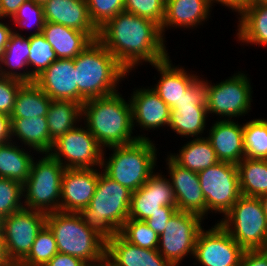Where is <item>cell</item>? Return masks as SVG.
<instances>
[{"label":"cell","instance_id":"obj_52","mask_svg":"<svg viewBox=\"0 0 267 266\" xmlns=\"http://www.w3.org/2000/svg\"><path fill=\"white\" fill-rule=\"evenodd\" d=\"M260 201H261V204H262V207H263V211L267 217V194L266 195H263L261 197H259Z\"/></svg>","mask_w":267,"mask_h":266},{"label":"cell","instance_id":"obj_53","mask_svg":"<svg viewBox=\"0 0 267 266\" xmlns=\"http://www.w3.org/2000/svg\"><path fill=\"white\" fill-rule=\"evenodd\" d=\"M3 221L4 217L0 214V241L2 239V233H3Z\"/></svg>","mask_w":267,"mask_h":266},{"label":"cell","instance_id":"obj_9","mask_svg":"<svg viewBox=\"0 0 267 266\" xmlns=\"http://www.w3.org/2000/svg\"><path fill=\"white\" fill-rule=\"evenodd\" d=\"M47 214L27 208L4 217L1 244L7 261L17 266L30 252Z\"/></svg>","mask_w":267,"mask_h":266},{"label":"cell","instance_id":"obj_49","mask_svg":"<svg viewBox=\"0 0 267 266\" xmlns=\"http://www.w3.org/2000/svg\"><path fill=\"white\" fill-rule=\"evenodd\" d=\"M13 32V28L9 27V24H4L0 21V58L2 53L5 51V48L8 44L10 34Z\"/></svg>","mask_w":267,"mask_h":266},{"label":"cell","instance_id":"obj_55","mask_svg":"<svg viewBox=\"0 0 267 266\" xmlns=\"http://www.w3.org/2000/svg\"><path fill=\"white\" fill-rule=\"evenodd\" d=\"M35 4L44 5L48 0H32Z\"/></svg>","mask_w":267,"mask_h":266},{"label":"cell","instance_id":"obj_36","mask_svg":"<svg viewBox=\"0 0 267 266\" xmlns=\"http://www.w3.org/2000/svg\"><path fill=\"white\" fill-rule=\"evenodd\" d=\"M56 253V240L45 224L38 232L30 252L17 266H44Z\"/></svg>","mask_w":267,"mask_h":266},{"label":"cell","instance_id":"obj_25","mask_svg":"<svg viewBox=\"0 0 267 266\" xmlns=\"http://www.w3.org/2000/svg\"><path fill=\"white\" fill-rule=\"evenodd\" d=\"M106 257L115 266H173L157 249L138 247L119 233L106 243Z\"/></svg>","mask_w":267,"mask_h":266},{"label":"cell","instance_id":"obj_5","mask_svg":"<svg viewBox=\"0 0 267 266\" xmlns=\"http://www.w3.org/2000/svg\"><path fill=\"white\" fill-rule=\"evenodd\" d=\"M112 154L101 162L102 172L134 192L155 173L157 149L152 140L137 139L133 143L108 147Z\"/></svg>","mask_w":267,"mask_h":266},{"label":"cell","instance_id":"obj_1","mask_svg":"<svg viewBox=\"0 0 267 266\" xmlns=\"http://www.w3.org/2000/svg\"><path fill=\"white\" fill-rule=\"evenodd\" d=\"M97 40L129 73L142 62L152 65L170 57L160 26L126 11L99 28Z\"/></svg>","mask_w":267,"mask_h":266},{"label":"cell","instance_id":"obj_29","mask_svg":"<svg viewBox=\"0 0 267 266\" xmlns=\"http://www.w3.org/2000/svg\"><path fill=\"white\" fill-rule=\"evenodd\" d=\"M239 15L238 41L267 46V4L249 5Z\"/></svg>","mask_w":267,"mask_h":266},{"label":"cell","instance_id":"obj_50","mask_svg":"<svg viewBox=\"0 0 267 266\" xmlns=\"http://www.w3.org/2000/svg\"><path fill=\"white\" fill-rule=\"evenodd\" d=\"M86 266H115L106 256L98 262L86 264Z\"/></svg>","mask_w":267,"mask_h":266},{"label":"cell","instance_id":"obj_21","mask_svg":"<svg viewBox=\"0 0 267 266\" xmlns=\"http://www.w3.org/2000/svg\"><path fill=\"white\" fill-rule=\"evenodd\" d=\"M45 21L85 32L93 41L98 29L91 22L86 0H48L43 5Z\"/></svg>","mask_w":267,"mask_h":266},{"label":"cell","instance_id":"obj_24","mask_svg":"<svg viewBox=\"0 0 267 266\" xmlns=\"http://www.w3.org/2000/svg\"><path fill=\"white\" fill-rule=\"evenodd\" d=\"M212 5L209 0H167L165 16L160 27L165 39V29L168 28H197L207 21Z\"/></svg>","mask_w":267,"mask_h":266},{"label":"cell","instance_id":"obj_38","mask_svg":"<svg viewBox=\"0 0 267 266\" xmlns=\"http://www.w3.org/2000/svg\"><path fill=\"white\" fill-rule=\"evenodd\" d=\"M119 234L131 244L146 249H157L159 234L152 230L145 221L128 219Z\"/></svg>","mask_w":267,"mask_h":266},{"label":"cell","instance_id":"obj_8","mask_svg":"<svg viewBox=\"0 0 267 266\" xmlns=\"http://www.w3.org/2000/svg\"><path fill=\"white\" fill-rule=\"evenodd\" d=\"M218 223L244 249H267V217L259 198L241 195Z\"/></svg>","mask_w":267,"mask_h":266},{"label":"cell","instance_id":"obj_34","mask_svg":"<svg viewBox=\"0 0 267 266\" xmlns=\"http://www.w3.org/2000/svg\"><path fill=\"white\" fill-rule=\"evenodd\" d=\"M237 167L243 196L259 198L267 194V159L244 157Z\"/></svg>","mask_w":267,"mask_h":266},{"label":"cell","instance_id":"obj_27","mask_svg":"<svg viewBox=\"0 0 267 266\" xmlns=\"http://www.w3.org/2000/svg\"><path fill=\"white\" fill-rule=\"evenodd\" d=\"M42 34L58 59H74L93 42L85 32L48 21Z\"/></svg>","mask_w":267,"mask_h":266},{"label":"cell","instance_id":"obj_14","mask_svg":"<svg viewBox=\"0 0 267 266\" xmlns=\"http://www.w3.org/2000/svg\"><path fill=\"white\" fill-rule=\"evenodd\" d=\"M200 78L199 76L187 89L178 106L170 110L168 127L182 137L200 138L206 129V120L209 116L206 107V80Z\"/></svg>","mask_w":267,"mask_h":266},{"label":"cell","instance_id":"obj_2","mask_svg":"<svg viewBox=\"0 0 267 266\" xmlns=\"http://www.w3.org/2000/svg\"><path fill=\"white\" fill-rule=\"evenodd\" d=\"M82 119L86 128L105 148L125 145L137 139H149L143 135L132 136L133 122L130 100L119 92L112 95L87 99L82 104Z\"/></svg>","mask_w":267,"mask_h":266},{"label":"cell","instance_id":"obj_12","mask_svg":"<svg viewBox=\"0 0 267 266\" xmlns=\"http://www.w3.org/2000/svg\"><path fill=\"white\" fill-rule=\"evenodd\" d=\"M206 79V107L208 114L232 120L251 110L252 87L249 77L239 71L215 85ZM211 83V84H210ZM227 117V118H225Z\"/></svg>","mask_w":267,"mask_h":266},{"label":"cell","instance_id":"obj_3","mask_svg":"<svg viewBox=\"0 0 267 266\" xmlns=\"http://www.w3.org/2000/svg\"><path fill=\"white\" fill-rule=\"evenodd\" d=\"M74 66L81 104L118 92L117 85L130 74L98 40L74 58Z\"/></svg>","mask_w":267,"mask_h":266},{"label":"cell","instance_id":"obj_18","mask_svg":"<svg viewBox=\"0 0 267 266\" xmlns=\"http://www.w3.org/2000/svg\"><path fill=\"white\" fill-rule=\"evenodd\" d=\"M99 170L93 169H65L62 175L60 211L79 213L87 207L92 199Z\"/></svg>","mask_w":267,"mask_h":266},{"label":"cell","instance_id":"obj_26","mask_svg":"<svg viewBox=\"0 0 267 266\" xmlns=\"http://www.w3.org/2000/svg\"><path fill=\"white\" fill-rule=\"evenodd\" d=\"M29 54V36L24 37V35L22 36L21 33L13 29L5 51L0 58V76L14 78L24 83L34 82L35 78L30 73L32 68L28 66Z\"/></svg>","mask_w":267,"mask_h":266},{"label":"cell","instance_id":"obj_43","mask_svg":"<svg viewBox=\"0 0 267 266\" xmlns=\"http://www.w3.org/2000/svg\"><path fill=\"white\" fill-rule=\"evenodd\" d=\"M24 82L0 76V113L10 116L14 109L18 90Z\"/></svg>","mask_w":267,"mask_h":266},{"label":"cell","instance_id":"obj_23","mask_svg":"<svg viewBox=\"0 0 267 266\" xmlns=\"http://www.w3.org/2000/svg\"><path fill=\"white\" fill-rule=\"evenodd\" d=\"M152 66L159 72L160 80L151 88L171 110L178 106L179 100L186 95L187 89L199 78L183 67L173 65L169 57Z\"/></svg>","mask_w":267,"mask_h":266},{"label":"cell","instance_id":"obj_40","mask_svg":"<svg viewBox=\"0 0 267 266\" xmlns=\"http://www.w3.org/2000/svg\"><path fill=\"white\" fill-rule=\"evenodd\" d=\"M11 19L20 29L24 27L30 29L33 25L36 32H31L30 35L42 33L46 22L43 6L35 4L32 0L25 1Z\"/></svg>","mask_w":267,"mask_h":266},{"label":"cell","instance_id":"obj_54","mask_svg":"<svg viewBox=\"0 0 267 266\" xmlns=\"http://www.w3.org/2000/svg\"><path fill=\"white\" fill-rule=\"evenodd\" d=\"M252 4H267V0H250V5Z\"/></svg>","mask_w":267,"mask_h":266},{"label":"cell","instance_id":"obj_30","mask_svg":"<svg viewBox=\"0 0 267 266\" xmlns=\"http://www.w3.org/2000/svg\"><path fill=\"white\" fill-rule=\"evenodd\" d=\"M169 156L175 163L194 172H200L219 162L216 152L206 137L195 138L187 142L177 155Z\"/></svg>","mask_w":267,"mask_h":266},{"label":"cell","instance_id":"obj_20","mask_svg":"<svg viewBox=\"0 0 267 266\" xmlns=\"http://www.w3.org/2000/svg\"><path fill=\"white\" fill-rule=\"evenodd\" d=\"M129 99L133 128L135 123L143 130L168 127L171 109L151 87L134 90Z\"/></svg>","mask_w":267,"mask_h":266},{"label":"cell","instance_id":"obj_33","mask_svg":"<svg viewBox=\"0 0 267 266\" xmlns=\"http://www.w3.org/2000/svg\"><path fill=\"white\" fill-rule=\"evenodd\" d=\"M51 101L34 82L24 83L17 92L10 118L46 117Z\"/></svg>","mask_w":267,"mask_h":266},{"label":"cell","instance_id":"obj_51","mask_svg":"<svg viewBox=\"0 0 267 266\" xmlns=\"http://www.w3.org/2000/svg\"><path fill=\"white\" fill-rule=\"evenodd\" d=\"M0 266H12L6 259L3 246L0 241Z\"/></svg>","mask_w":267,"mask_h":266},{"label":"cell","instance_id":"obj_45","mask_svg":"<svg viewBox=\"0 0 267 266\" xmlns=\"http://www.w3.org/2000/svg\"><path fill=\"white\" fill-rule=\"evenodd\" d=\"M239 266H267V249L244 250Z\"/></svg>","mask_w":267,"mask_h":266},{"label":"cell","instance_id":"obj_32","mask_svg":"<svg viewBox=\"0 0 267 266\" xmlns=\"http://www.w3.org/2000/svg\"><path fill=\"white\" fill-rule=\"evenodd\" d=\"M46 119L50 137L55 141L77 127L76 123L82 120V104L72 100H52Z\"/></svg>","mask_w":267,"mask_h":266},{"label":"cell","instance_id":"obj_19","mask_svg":"<svg viewBox=\"0 0 267 266\" xmlns=\"http://www.w3.org/2000/svg\"><path fill=\"white\" fill-rule=\"evenodd\" d=\"M34 83L52 100L78 103L74 59H57L35 78Z\"/></svg>","mask_w":267,"mask_h":266},{"label":"cell","instance_id":"obj_16","mask_svg":"<svg viewBox=\"0 0 267 266\" xmlns=\"http://www.w3.org/2000/svg\"><path fill=\"white\" fill-rule=\"evenodd\" d=\"M162 206L177 207L170 179L161 173H153L147 182L132 192L129 219L147 220Z\"/></svg>","mask_w":267,"mask_h":266},{"label":"cell","instance_id":"obj_42","mask_svg":"<svg viewBox=\"0 0 267 266\" xmlns=\"http://www.w3.org/2000/svg\"><path fill=\"white\" fill-rule=\"evenodd\" d=\"M124 11L150 19L161 27L165 16V3L162 0H124Z\"/></svg>","mask_w":267,"mask_h":266},{"label":"cell","instance_id":"obj_39","mask_svg":"<svg viewBox=\"0 0 267 266\" xmlns=\"http://www.w3.org/2000/svg\"><path fill=\"white\" fill-rule=\"evenodd\" d=\"M22 197V183L0 177V214L3 217L9 216L24 208Z\"/></svg>","mask_w":267,"mask_h":266},{"label":"cell","instance_id":"obj_37","mask_svg":"<svg viewBox=\"0 0 267 266\" xmlns=\"http://www.w3.org/2000/svg\"><path fill=\"white\" fill-rule=\"evenodd\" d=\"M29 40L30 54L28 57V66L33 67L30 73L36 78L58 58L42 33L29 35Z\"/></svg>","mask_w":267,"mask_h":266},{"label":"cell","instance_id":"obj_44","mask_svg":"<svg viewBox=\"0 0 267 266\" xmlns=\"http://www.w3.org/2000/svg\"><path fill=\"white\" fill-rule=\"evenodd\" d=\"M177 210V207L162 206V211L156 212L145 222L157 234H161L167 226V222Z\"/></svg>","mask_w":267,"mask_h":266},{"label":"cell","instance_id":"obj_10","mask_svg":"<svg viewBox=\"0 0 267 266\" xmlns=\"http://www.w3.org/2000/svg\"><path fill=\"white\" fill-rule=\"evenodd\" d=\"M206 200V216L210 212L225 215L242 195L238 167L221 162L198 172Z\"/></svg>","mask_w":267,"mask_h":266},{"label":"cell","instance_id":"obj_35","mask_svg":"<svg viewBox=\"0 0 267 266\" xmlns=\"http://www.w3.org/2000/svg\"><path fill=\"white\" fill-rule=\"evenodd\" d=\"M245 157L267 159V119H253L243 124Z\"/></svg>","mask_w":267,"mask_h":266},{"label":"cell","instance_id":"obj_48","mask_svg":"<svg viewBox=\"0 0 267 266\" xmlns=\"http://www.w3.org/2000/svg\"><path fill=\"white\" fill-rule=\"evenodd\" d=\"M13 141L11 137V118L0 113V145Z\"/></svg>","mask_w":267,"mask_h":266},{"label":"cell","instance_id":"obj_28","mask_svg":"<svg viewBox=\"0 0 267 266\" xmlns=\"http://www.w3.org/2000/svg\"><path fill=\"white\" fill-rule=\"evenodd\" d=\"M11 137L39 154H49L54 140L50 137L46 117L11 118Z\"/></svg>","mask_w":267,"mask_h":266},{"label":"cell","instance_id":"obj_47","mask_svg":"<svg viewBox=\"0 0 267 266\" xmlns=\"http://www.w3.org/2000/svg\"><path fill=\"white\" fill-rule=\"evenodd\" d=\"M27 0H0L1 19L12 18L18 8Z\"/></svg>","mask_w":267,"mask_h":266},{"label":"cell","instance_id":"obj_11","mask_svg":"<svg viewBox=\"0 0 267 266\" xmlns=\"http://www.w3.org/2000/svg\"><path fill=\"white\" fill-rule=\"evenodd\" d=\"M104 150L94 135L81 124L59 136L49 154L65 169H101Z\"/></svg>","mask_w":267,"mask_h":266},{"label":"cell","instance_id":"obj_6","mask_svg":"<svg viewBox=\"0 0 267 266\" xmlns=\"http://www.w3.org/2000/svg\"><path fill=\"white\" fill-rule=\"evenodd\" d=\"M46 225L54 235L58 253L72 255L86 264L106 256V242L87 227L79 213H47Z\"/></svg>","mask_w":267,"mask_h":266},{"label":"cell","instance_id":"obj_22","mask_svg":"<svg viewBox=\"0 0 267 266\" xmlns=\"http://www.w3.org/2000/svg\"><path fill=\"white\" fill-rule=\"evenodd\" d=\"M208 134L219 161L237 165L245 157L243 125L234 119H218Z\"/></svg>","mask_w":267,"mask_h":266},{"label":"cell","instance_id":"obj_4","mask_svg":"<svg viewBox=\"0 0 267 266\" xmlns=\"http://www.w3.org/2000/svg\"><path fill=\"white\" fill-rule=\"evenodd\" d=\"M131 198L132 191L99 171L95 193L79 214L87 227L107 243L129 219Z\"/></svg>","mask_w":267,"mask_h":266},{"label":"cell","instance_id":"obj_13","mask_svg":"<svg viewBox=\"0 0 267 266\" xmlns=\"http://www.w3.org/2000/svg\"><path fill=\"white\" fill-rule=\"evenodd\" d=\"M202 220L199 215L180 210L169 219L159 234L157 250L171 265L179 266L185 256H194L198 234L204 227Z\"/></svg>","mask_w":267,"mask_h":266},{"label":"cell","instance_id":"obj_31","mask_svg":"<svg viewBox=\"0 0 267 266\" xmlns=\"http://www.w3.org/2000/svg\"><path fill=\"white\" fill-rule=\"evenodd\" d=\"M20 147L23 145L20 146L15 141L0 145V177L23 184L30 174L34 156Z\"/></svg>","mask_w":267,"mask_h":266},{"label":"cell","instance_id":"obj_15","mask_svg":"<svg viewBox=\"0 0 267 266\" xmlns=\"http://www.w3.org/2000/svg\"><path fill=\"white\" fill-rule=\"evenodd\" d=\"M244 249L219 224L199 232L193 264L202 266H239Z\"/></svg>","mask_w":267,"mask_h":266},{"label":"cell","instance_id":"obj_41","mask_svg":"<svg viewBox=\"0 0 267 266\" xmlns=\"http://www.w3.org/2000/svg\"><path fill=\"white\" fill-rule=\"evenodd\" d=\"M91 22L99 29L124 11V0H86Z\"/></svg>","mask_w":267,"mask_h":266},{"label":"cell","instance_id":"obj_17","mask_svg":"<svg viewBox=\"0 0 267 266\" xmlns=\"http://www.w3.org/2000/svg\"><path fill=\"white\" fill-rule=\"evenodd\" d=\"M166 162L168 177L176 197L177 209L206 219L204 218L206 216V200L201 189L198 173L181 167L169 156Z\"/></svg>","mask_w":267,"mask_h":266},{"label":"cell","instance_id":"obj_7","mask_svg":"<svg viewBox=\"0 0 267 266\" xmlns=\"http://www.w3.org/2000/svg\"><path fill=\"white\" fill-rule=\"evenodd\" d=\"M31 164L23 183L24 208L51 213L60 211L63 165L50 154H42Z\"/></svg>","mask_w":267,"mask_h":266},{"label":"cell","instance_id":"obj_46","mask_svg":"<svg viewBox=\"0 0 267 266\" xmlns=\"http://www.w3.org/2000/svg\"><path fill=\"white\" fill-rule=\"evenodd\" d=\"M44 266H86V263L72 255L56 253Z\"/></svg>","mask_w":267,"mask_h":266},{"label":"cell","instance_id":"obj_56","mask_svg":"<svg viewBox=\"0 0 267 266\" xmlns=\"http://www.w3.org/2000/svg\"><path fill=\"white\" fill-rule=\"evenodd\" d=\"M0 20L2 21V19H1V5H0Z\"/></svg>","mask_w":267,"mask_h":266}]
</instances>
